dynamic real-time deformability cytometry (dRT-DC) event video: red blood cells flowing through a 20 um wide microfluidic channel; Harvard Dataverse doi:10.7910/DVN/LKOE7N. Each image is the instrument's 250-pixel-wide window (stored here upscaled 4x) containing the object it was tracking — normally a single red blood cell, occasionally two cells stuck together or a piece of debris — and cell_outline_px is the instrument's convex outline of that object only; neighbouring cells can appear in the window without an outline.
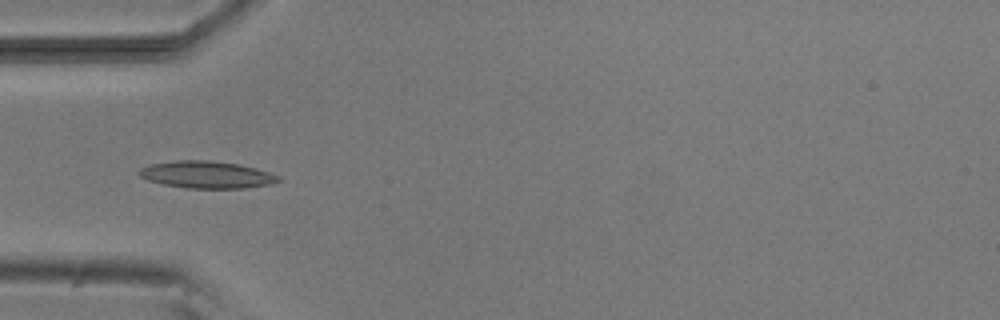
{"species": "common noctule bat (a hibernating species)", "species_latin": "Nyctalus noctula", "temperature_condition": "room temperature", "stored_images_in_passage": 6, "camera_frame_rate_fps": 3000, "um_per_image_px": 0.085, "animal": {"sex": "male", "body_mass_g": 20.5, "forearm_length_mm": 52.5}, "frame": {"image": 1, "passage_image": 3, "time_ms": 2.333, "image_size_px": [1000, 320], "cell_outline_px": [[280, 180], [272, 184], [244, 188], [188, 188], [164, 184], [148, 180], [140, 176], [136, 172], [140, 168], [148, 164], [176, 160], [208, 160], [240, 164], [256, 168], [280, 176]], "centroid_in_image_um": [17.55, 14.84], "position_along_channel_um": 67.5, "area_um2": 22.08}}
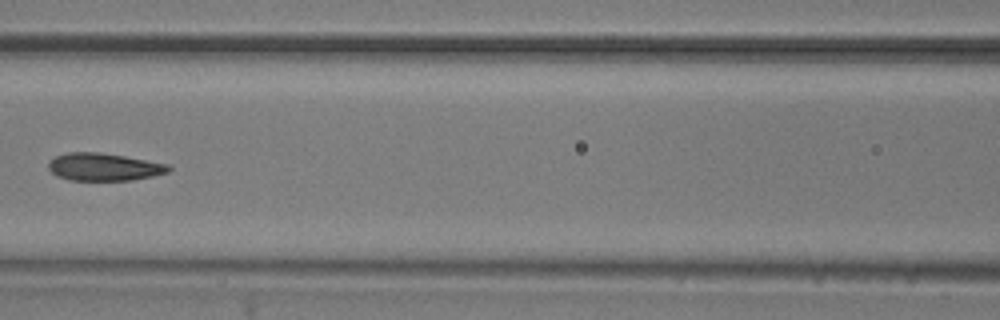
{"frame": {"image": 2, "passage_image": 5, "time_ms": 4.667, "image_size_px": [1000, 320], "cell_outline_px": [[172, 168], [168, 172], [152, 176], [132, 180], [72, 180], [56, 176], [48, 168], [48, 164], [56, 156], [68, 152], [100, 152], [124, 156], [168, 164]], "centroid_in_image_um": [8.84, 14.19], "position_along_channel_um": 157.8, "area_um2": 19.19}}
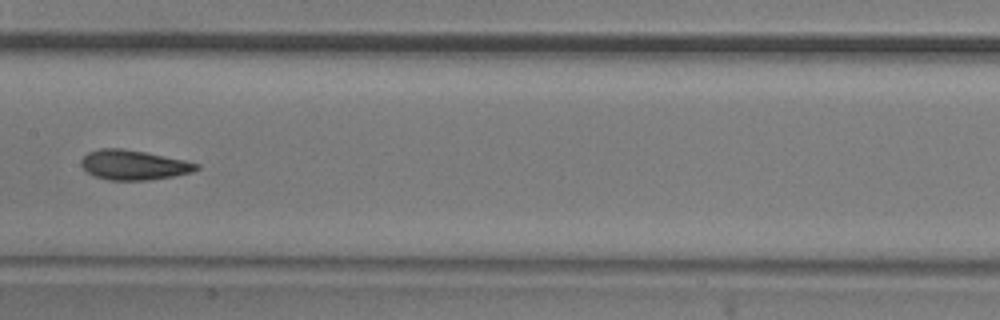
{"frame": {"image": 3, "passage_image": 6, "time_ms": 5.667, "image_size_px": [1000, 320], "cell_outline_px": [[200, 168], [192, 172], [172, 176], [148, 180], [108, 180], [96, 176], [88, 172], [80, 164], [80, 160], [88, 152], [100, 148], [124, 148], [184, 160], [200, 164]], "centroid_in_image_um": [11.35, 14.01], "position_along_channel_um": 196.0, "area_um2": 19.88}}